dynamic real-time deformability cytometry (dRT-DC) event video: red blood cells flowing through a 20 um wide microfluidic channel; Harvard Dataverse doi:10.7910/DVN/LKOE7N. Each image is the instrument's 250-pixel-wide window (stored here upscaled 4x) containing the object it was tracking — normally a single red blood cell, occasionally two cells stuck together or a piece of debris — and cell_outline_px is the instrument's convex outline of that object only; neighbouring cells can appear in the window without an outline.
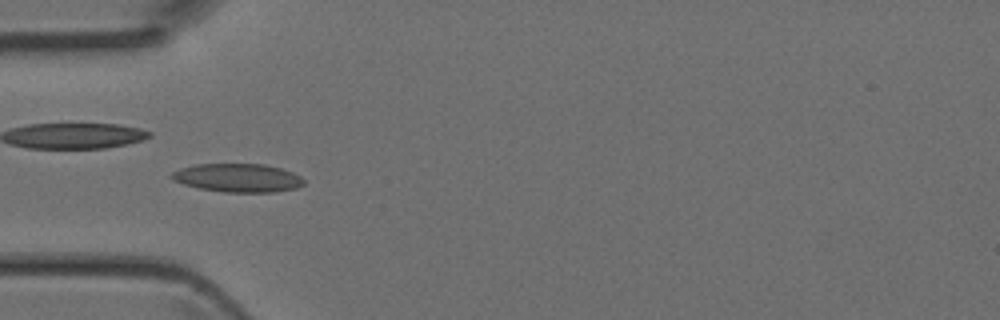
{"species": "Egyptian fruit bat (a non-hibernating species)", "species_latin": "Rousettus aegyptiacus", "temperature_condition": "room temperature", "stored_images_in_passage": 7, "camera_frame_rate_fps": 3000, "um_per_image_px": 0.085, "animal": {"sex": "female"}, "frame": {"image": 1, "passage_image": 5, "time_ms": 1.333, "image_size_px": [1000, 320], "cell_outline_px": [[304, 184], [296, 188], [276, 192], [224, 192], [200, 188], [184, 184], [172, 180], [168, 176], [172, 172], [180, 168], [196, 164], [264, 164], [280, 168], [292, 172], [300, 176], [304, 180]], "centroid_in_image_um": [20.2, 15.11], "position_along_channel_um": 64.8, "area_um2": 21.96}}
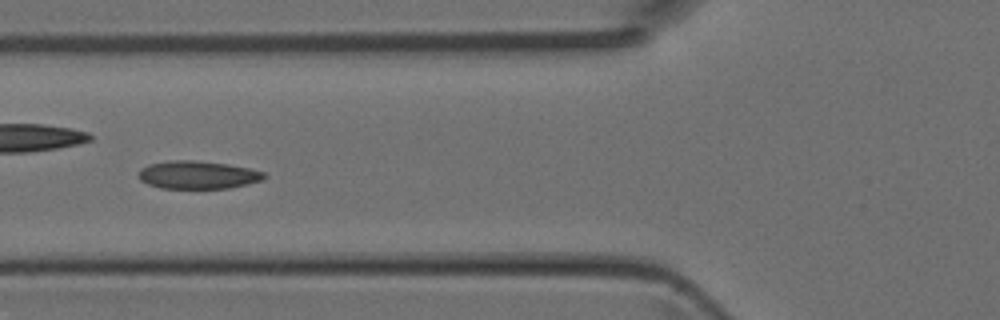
{"frame": {"image": 2, "passage_image": 6, "time_ms": 1.667, "image_size_px": [1000, 320], "cell_outline_px": [[268, 176], [264, 180], [248, 184], [228, 188], [160, 188], [148, 184], [140, 180], [136, 176], [140, 168], [148, 164], [172, 160], [192, 160], [228, 164], [248, 168], [264, 172]], "centroid_in_image_um": [16.8, 14.86], "position_along_channel_um": 109.0, "area_um2": 20.63}}
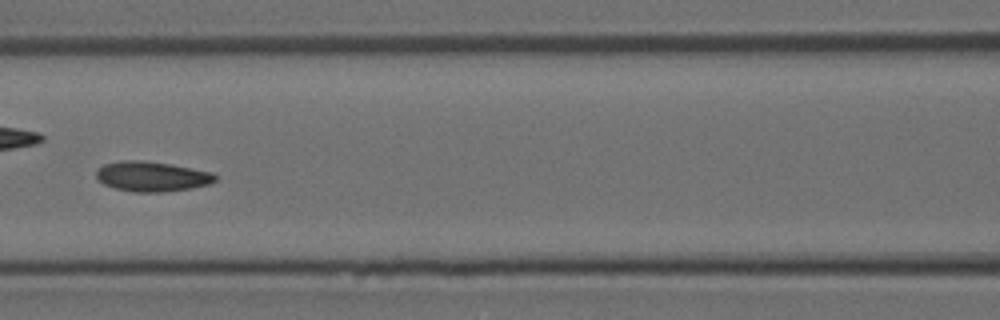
{"frame": {"image": 3, "passage_image": 7, "time_ms": 2.0, "image_size_px": [1000, 320], "cell_outline_px": [[216, 180], [208, 184], [192, 188], [164, 192], [132, 192], [116, 188], [104, 184], [96, 180], [96, 172], [104, 164], [124, 160], [140, 160], [168, 164], [212, 172], [216, 176]], "centroid_in_image_um": [12.89, 15.01], "position_along_channel_um": 153.7, "area_um2": 20.63}}